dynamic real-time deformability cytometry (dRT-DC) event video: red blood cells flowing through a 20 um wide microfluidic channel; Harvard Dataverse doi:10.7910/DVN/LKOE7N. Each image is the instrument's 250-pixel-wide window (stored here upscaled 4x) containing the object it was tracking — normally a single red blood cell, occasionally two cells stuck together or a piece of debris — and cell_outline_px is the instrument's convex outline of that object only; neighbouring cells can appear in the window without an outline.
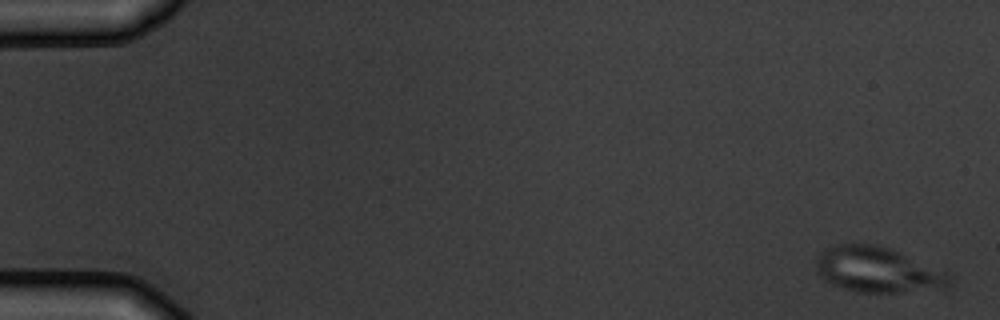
{"species": "common noctule bat (a hibernating species)", "species_latin": "Nyctalus noctula", "temperature_condition": "warm", "stored_images_in_passage": 8, "camera_frame_rate_fps": 3000, "um_per_image_px": 0.085, "animal": {"sex": "male", "body_mass_g": 19.5, "forearm_length_mm": 54.6}, "frame": {"image": 1, "passage_image": 1, "time_ms": 0.0, "image_size_px": [1000, 320], "cell_outline_px": [[952, 276], [948, 288], [900, 292], [856, 292], [832, 284], [824, 280], [816, 272], [816, 256], [820, 252], [836, 244], [872, 244], [888, 248], [900, 252], [948, 272]], "centroid_in_image_um": [74.6, 22.94], "position_along_channel_um": 10.4, "area_um2": 35.37}}